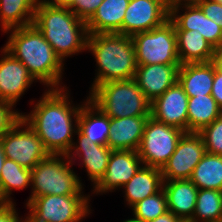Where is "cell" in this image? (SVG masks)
<instances>
[{"label":"cell","instance_id":"1","mask_svg":"<svg viewBox=\"0 0 222 222\" xmlns=\"http://www.w3.org/2000/svg\"><path fill=\"white\" fill-rule=\"evenodd\" d=\"M64 90L48 89L31 114L21 113V118L35 131L49 154L67 155L74 144L72 135L78 130L81 106L71 107L68 93ZM72 117H75L74 125Z\"/></svg>","mask_w":222,"mask_h":222},{"label":"cell","instance_id":"2","mask_svg":"<svg viewBox=\"0 0 222 222\" xmlns=\"http://www.w3.org/2000/svg\"><path fill=\"white\" fill-rule=\"evenodd\" d=\"M12 30L4 49L23 63L34 80L58 89L64 64L52 46L33 24Z\"/></svg>","mask_w":222,"mask_h":222},{"label":"cell","instance_id":"3","mask_svg":"<svg viewBox=\"0 0 222 222\" xmlns=\"http://www.w3.org/2000/svg\"><path fill=\"white\" fill-rule=\"evenodd\" d=\"M33 25L62 62L64 57L87 48V25L69 8L52 6L45 0H38Z\"/></svg>","mask_w":222,"mask_h":222},{"label":"cell","instance_id":"4","mask_svg":"<svg viewBox=\"0 0 222 222\" xmlns=\"http://www.w3.org/2000/svg\"><path fill=\"white\" fill-rule=\"evenodd\" d=\"M98 64L91 92L103 83L134 79L137 62L131 36L118 33L88 34L87 48Z\"/></svg>","mask_w":222,"mask_h":222},{"label":"cell","instance_id":"5","mask_svg":"<svg viewBox=\"0 0 222 222\" xmlns=\"http://www.w3.org/2000/svg\"><path fill=\"white\" fill-rule=\"evenodd\" d=\"M88 98L109 118L151 115V102L134 79L98 85Z\"/></svg>","mask_w":222,"mask_h":222},{"label":"cell","instance_id":"6","mask_svg":"<svg viewBox=\"0 0 222 222\" xmlns=\"http://www.w3.org/2000/svg\"><path fill=\"white\" fill-rule=\"evenodd\" d=\"M64 158L67 160V155L49 154L31 169L33 191L27 204L34 198L45 195H82L81 180L71 170V161Z\"/></svg>","mask_w":222,"mask_h":222},{"label":"cell","instance_id":"7","mask_svg":"<svg viewBox=\"0 0 222 222\" xmlns=\"http://www.w3.org/2000/svg\"><path fill=\"white\" fill-rule=\"evenodd\" d=\"M137 65L180 64L174 24L167 20L160 27L131 36Z\"/></svg>","mask_w":222,"mask_h":222},{"label":"cell","instance_id":"8","mask_svg":"<svg viewBox=\"0 0 222 222\" xmlns=\"http://www.w3.org/2000/svg\"><path fill=\"white\" fill-rule=\"evenodd\" d=\"M185 131L149 116L137 150L143 165L161 169L174 153Z\"/></svg>","mask_w":222,"mask_h":222},{"label":"cell","instance_id":"9","mask_svg":"<svg viewBox=\"0 0 222 222\" xmlns=\"http://www.w3.org/2000/svg\"><path fill=\"white\" fill-rule=\"evenodd\" d=\"M89 195H45L31 200L27 207L38 222H80L89 210Z\"/></svg>","mask_w":222,"mask_h":222},{"label":"cell","instance_id":"10","mask_svg":"<svg viewBox=\"0 0 222 222\" xmlns=\"http://www.w3.org/2000/svg\"><path fill=\"white\" fill-rule=\"evenodd\" d=\"M24 126L25 129L21 130ZM0 140L6 158L30 170L49 155L42 140L22 118Z\"/></svg>","mask_w":222,"mask_h":222},{"label":"cell","instance_id":"11","mask_svg":"<svg viewBox=\"0 0 222 222\" xmlns=\"http://www.w3.org/2000/svg\"><path fill=\"white\" fill-rule=\"evenodd\" d=\"M205 153L202 137L196 132H185L174 153L160 169L163 181L190 179Z\"/></svg>","mask_w":222,"mask_h":222},{"label":"cell","instance_id":"12","mask_svg":"<svg viewBox=\"0 0 222 222\" xmlns=\"http://www.w3.org/2000/svg\"><path fill=\"white\" fill-rule=\"evenodd\" d=\"M169 20V7L162 0H130L117 32L126 36L150 31Z\"/></svg>","mask_w":222,"mask_h":222},{"label":"cell","instance_id":"13","mask_svg":"<svg viewBox=\"0 0 222 222\" xmlns=\"http://www.w3.org/2000/svg\"><path fill=\"white\" fill-rule=\"evenodd\" d=\"M185 6V13L177 15L179 8ZM169 20L175 30H196L219 51L222 48V29L213 20L207 18L194 0L177 3L169 7Z\"/></svg>","mask_w":222,"mask_h":222},{"label":"cell","instance_id":"14","mask_svg":"<svg viewBox=\"0 0 222 222\" xmlns=\"http://www.w3.org/2000/svg\"><path fill=\"white\" fill-rule=\"evenodd\" d=\"M188 95L177 82L151 102V117L188 132Z\"/></svg>","mask_w":222,"mask_h":222},{"label":"cell","instance_id":"15","mask_svg":"<svg viewBox=\"0 0 222 222\" xmlns=\"http://www.w3.org/2000/svg\"><path fill=\"white\" fill-rule=\"evenodd\" d=\"M138 152L134 150H112L107 170L94 186V192L104 193L123 187L143 166Z\"/></svg>","mask_w":222,"mask_h":222},{"label":"cell","instance_id":"16","mask_svg":"<svg viewBox=\"0 0 222 222\" xmlns=\"http://www.w3.org/2000/svg\"><path fill=\"white\" fill-rule=\"evenodd\" d=\"M181 64L138 65L134 80L146 98L153 102L178 82Z\"/></svg>","mask_w":222,"mask_h":222},{"label":"cell","instance_id":"17","mask_svg":"<svg viewBox=\"0 0 222 222\" xmlns=\"http://www.w3.org/2000/svg\"><path fill=\"white\" fill-rule=\"evenodd\" d=\"M4 57L0 59V100L7 101L13 106L20 96L34 82L23 63L14 58L4 48Z\"/></svg>","mask_w":222,"mask_h":222},{"label":"cell","instance_id":"18","mask_svg":"<svg viewBox=\"0 0 222 222\" xmlns=\"http://www.w3.org/2000/svg\"><path fill=\"white\" fill-rule=\"evenodd\" d=\"M75 133L78 135L79 141L77 143H79V145L77 146V143L76 145L74 143L67 157L71 162L73 155H75L74 153L81 158L82 164L84 163L83 165L87 170L88 176L95 186L107 170L112 150L107 145L91 143L79 130H76ZM72 150L75 152L72 153ZM70 157L72 158L70 159Z\"/></svg>","mask_w":222,"mask_h":222},{"label":"cell","instance_id":"19","mask_svg":"<svg viewBox=\"0 0 222 222\" xmlns=\"http://www.w3.org/2000/svg\"><path fill=\"white\" fill-rule=\"evenodd\" d=\"M148 118L149 116L110 118L107 146L111 150L137 151Z\"/></svg>","mask_w":222,"mask_h":222},{"label":"cell","instance_id":"20","mask_svg":"<svg viewBox=\"0 0 222 222\" xmlns=\"http://www.w3.org/2000/svg\"><path fill=\"white\" fill-rule=\"evenodd\" d=\"M168 211L182 222H189L195 213L198 188L190 179L163 181Z\"/></svg>","mask_w":222,"mask_h":222},{"label":"cell","instance_id":"21","mask_svg":"<svg viewBox=\"0 0 222 222\" xmlns=\"http://www.w3.org/2000/svg\"><path fill=\"white\" fill-rule=\"evenodd\" d=\"M214 81V62L181 64L178 82L188 97L209 95Z\"/></svg>","mask_w":222,"mask_h":222},{"label":"cell","instance_id":"22","mask_svg":"<svg viewBox=\"0 0 222 222\" xmlns=\"http://www.w3.org/2000/svg\"><path fill=\"white\" fill-rule=\"evenodd\" d=\"M180 64L213 61L217 50L196 30H175Z\"/></svg>","mask_w":222,"mask_h":222},{"label":"cell","instance_id":"23","mask_svg":"<svg viewBox=\"0 0 222 222\" xmlns=\"http://www.w3.org/2000/svg\"><path fill=\"white\" fill-rule=\"evenodd\" d=\"M130 0H103L86 23L88 34L117 33L123 24Z\"/></svg>","mask_w":222,"mask_h":222},{"label":"cell","instance_id":"24","mask_svg":"<svg viewBox=\"0 0 222 222\" xmlns=\"http://www.w3.org/2000/svg\"><path fill=\"white\" fill-rule=\"evenodd\" d=\"M123 187H125L126 201L132 207L137 202L156 194L163 188L161 170L144 165Z\"/></svg>","mask_w":222,"mask_h":222},{"label":"cell","instance_id":"25","mask_svg":"<svg viewBox=\"0 0 222 222\" xmlns=\"http://www.w3.org/2000/svg\"><path fill=\"white\" fill-rule=\"evenodd\" d=\"M110 118L105 115L89 98L80 109L78 130L92 143L107 145Z\"/></svg>","mask_w":222,"mask_h":222},{"label":"cell","instance_id":"26","mask_svg":"<svg viewBox=\"0 0 222 222\" xmlns=\"http://www.w3.org/2000/svg\"><path fill=\"white\" fill-rule=\"evenodd\" d=\"M38 0H0L2 31L33 24Z\"/></svg>","mask_w":222,"mask_h":222},{"label":"cell","instance_id":"27","mask_svg":"<svg viewBox=\"0 0 222 222\" xmlns=\"http://www.w3.org/2000/svg\"><path fill=\"white\" fill-rule=\"evenodd\" d=\"M187 108L188 132L198 133L222 114V108L211 94L189 97Z\"/></svg>","mask_w":222,"mask_h":222},{"label":"cell","instance_id":"28","mask_svg":"<svg viewBox=\"0 0 222 222\" xmlns=\"http://www.w3.org/2000/svg\"><path fill=\"white\" fill-rule=\"evenodd\" d=\"M190 180L198 189L222 191V155L205 153Z\"/></svg>","mask_w":222,"mask_h":222},{"label":"cell","instance_id":"29","mask_svg":"<svg viewBox=\"0 0 222 222\" xmlns=\"http://www.w3.org/2000/svg\"><path fill=\"white\" fill-rule=\"evenodd\" d=\"M29 185H31V170L6 158L0 175V200L3 203H13L9 197L12 190H22Z\"/></svg>","mask_w":222,"mask_h":222},{"label":"cell","instance_id":"30","mask_svg":"<svg viewBox=\"0 0 222 222\" xmlns=\"http://www.w3.org/2000/svg\"><path fill=\"white\" fill-rule=\"evenodd\" d=\"M222 222V191L199 189L195 213L189 222Z\"/></svg>","mask_w":222,"mask_h":222},{"label":"cell","instance_id":"31","mask_svg":"<svg viewBox=\"0 0 222 222\" xmlns=\"http://www.w3.org/2000/svg\"><path fill=\"white\" fill-rule=\"evenodd\" d=\"M133 216L137 222H147L156 219L168 211L167 197L162 188L156 194L146 197L132 206Z\"/></svg>","mask_w":222,"mask_h":222},{"label":"cell","instance_id":"32","mask_svg":"<svg viewBox=\"0 0 222 222\" xmlns=\"http://www.w3.org/2000/svg\"><path fill=\"white\" fill-rule=\"evenodd\" d=\"M198 134L203 139L207 153L222 155V114Z\"/></svg>","mask_w":222,"mask_h":222},{"label":"cell","instance_id":"33","mask_svg":"<svg viewBox=\"0 0 222 222\" xmlns=\"http://www.w3.org/2000/svg\"><path fill=\"white\" fill-rule=\"evenodd\" d=\"M13 110V105L0 100V138L21 118L19 112Z\"/></svg>","mask_w":222,"mask_h":222},{"label":"cell","instance_id":"34","mask_svg":"<svg viewBox=\"0 0 222 222\" xmlns=\"http://www.w3.org/2000/svg\"><path fill=\"white\" fill-rule=\"evenodd\" d=\"M103 0H76L69 8L78 18L87 23L97 11Z\"/></svg>","mask_w":222,"mask_h":222},{"label":"cell","instance_id":"35","mask_svg":"<svg viewBox=\"0 0 222 222\" xmlns=\"http://www.w3.org/2000/svg\"><path fill=\"white\" fill-rule=\"evenodd\" d=\"M205 16L213 20L222 29V4L215 0H194Z\"/></svg>","mask_w":222,"mask_h":222},{"label":"cell","instance_id":"36","mask_svg":"<svg viewBox=\"0 0 222 222\" xmlns=\"http://www.w3.org/2000/svg\"><path fill=\"white\" fill-rule=\"evenodd\" d=\"M0 222H22L16 213L14 203L0 205Z\"/></svg>","mask_w":222,"mask_h":222},{"label":"cell","instance_id":"37","mask_svg":"<svg viewBox=\"0 0 222 222\" xmlns=\"http://www.w3.org/2000/svg\"><path fill=\"white\" fill-rule=\"evenodd\" d=\"M211 95L217 104L222 108V73L216 68L215 64Z\"/></svg>","mask_w":222,"mask_h":222},{"label":"cell","instance_id":"38","mask_svg":"<svg viewBox=\"0 0 222 222\" xmlns=\"http://www.w3.org/2000/svg\"><path fill=\"white\" fill-rule=\"evenodd\" d=\"M147 222H182V221L173 213L167 211L163 215L158 216L156 219Z\"/></svg>","mask_w":222,"mask_h":222},{"label":"cell","instance_id":"39","mask_svg":"<svg viewBox=\"0 0 222 222\" xmlns=\"http://www.w3.org/2000/svg\"><path fill=\"white\" fill-rule=\"evenodd\" d=\"M48 4L56 7L70 8L76 0H45Z\"/></svg>","mask_w":222,"mask_h":222},{"label":"cell","instance_id":"40","mask_svg":"<svg viewBox=\"0 0 222 222\" xmlns=\"http://www.w3.org/2000/svg\"><path fill=\"white\" fill-rule=\"evenodd\" d=\"M213 62L216 68L222 73V48L217 52Z\"/></svg>","mask_w":222,"mask_h":222},{"label":"cell","instance_id":"41","mask_svg":"<svg viewBox=\"0 0 222 222\" xmlns=\"http://www.w3.org/2000/svg\"><path fill=\"white\" fill-rule=\"evenodd\" d=\"M5 159H6V156H5V153H4V150H3V145H2L1 140H0V175H1V169H2V166L4 164Z\"/></svg>","mask_w":222,"mask_h":222},{"label":"cell","instance_id":"42","mask_svg":"<svg viewBox=\"0 0 222 222\" xmlns=\"http://www.w3.org/2000/svg\"><path fill=\"white\" fill-rule=\"evenodd\" d=\"M168 7L177 4V3H181V2H185L186 0H162Z\"/></svg>","mask_w":222,"mask_h":222},{"label":"cell","instance_id":"43","mask_svg":"<svg viewBox=\"0 0 222 222\" xmlns=\"http://www.w3.org/2000/svg\"><path fill=\"white\" fill-rule=\"evenodd\" d=\"M23 222H38L35 221L30 215L26 217V220H22Z\"/></svg>","mask_w":222,"mask_h":222},{"label":"cell","instance_id":"44","mask_svg":"<svg viewBox=\"0 0 222 222\" xmlns=\"http://www.w3.org/2000/svg\"><path fill=\"white\" fill-rule=\"evenodd\" d=\"M123 222H137V221H135L134 219L131 218V219L125 220Z\"/></svg>","mask_w":222,"mask_h":222}]
</instances>
